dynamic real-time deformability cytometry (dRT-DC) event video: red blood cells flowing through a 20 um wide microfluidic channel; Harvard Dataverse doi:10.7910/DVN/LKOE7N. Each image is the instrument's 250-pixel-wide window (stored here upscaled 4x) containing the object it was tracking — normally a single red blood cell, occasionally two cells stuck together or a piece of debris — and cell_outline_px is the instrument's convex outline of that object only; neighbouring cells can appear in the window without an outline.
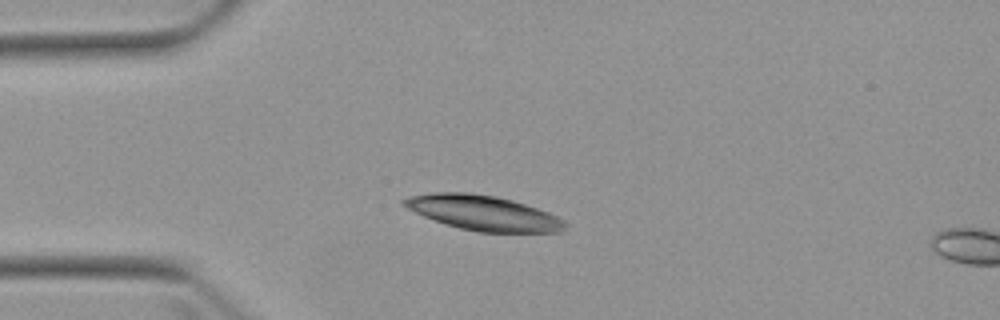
{"species": "Egyptian fruit bat (a non-hibernating species)", "species_latin": "Rousettus aegyptiacus", "temperature_condition": "warm", "stored_images_in_passage": 4, "camera_frame_rate_fps": 3000, "um_per_image_px": 0.085, "animal": {"sex": "female"}, "frame": {"image": 1, "passage_image": 3, "time_ms": 2.333, "image_size_px": [1000, 320], "cell_outline_px": [[568, 224], [560, 232], [476, 232], [444, 224], [424, 216], [400, 204], [400, 200], [412, 196], [432, 192], [468, 192], [496, 196], [512, 200], [548, 212], [564, 220]], "centroid_in_image_um": [41.06, 18.09], "position_along_channel_um": 43.9, "area_um2": 32.66}}